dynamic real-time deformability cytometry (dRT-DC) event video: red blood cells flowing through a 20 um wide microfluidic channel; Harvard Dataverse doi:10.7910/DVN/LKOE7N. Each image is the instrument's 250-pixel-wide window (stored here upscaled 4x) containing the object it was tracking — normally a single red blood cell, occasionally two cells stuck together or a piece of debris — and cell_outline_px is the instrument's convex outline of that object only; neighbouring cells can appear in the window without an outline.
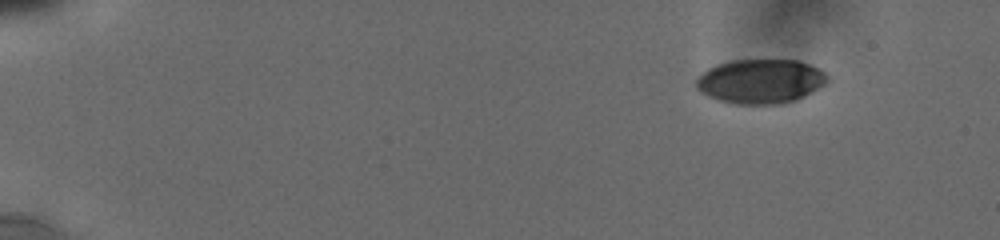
{"species": "human", "species_latin": "Homo sapiens", "temperature_condition": "cold", "stored_images_in_passage": 10, "camera_frame_rate_fps": 3000, "um_per_image_px": 0.085, "donor": {"sex": "male"}, "frame": {"image": 1, "passage_image": 1, "time_ms": 0.0, "image_size_px": [1000, 240], "cell_outline_px": [[828, 80], [824, 84], [804, 96], [796, 100], [784, 104], [736, 104], [720, 100], [708, 96], [700, 92], [696, 88], [696, 76], [708, 68], [716, 64], [732, 60], [800, 60], [824, 72], [828, 76]], "centroid_in_image_um": [64.6, 6.91], "position_along_channel_um": 20.4, "area_um2": 33.99}}
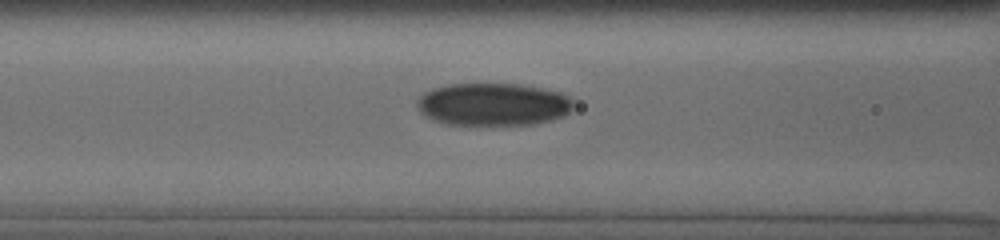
{"frame": {"image": 2, "passage_image": 8, "time_ms": 6.333, "image_size_px": [1000, 240], "cell_outline_px": [[572, 108], [564, 116], [532, 124], [448, 124], [432, 120], [420, 112], [416, 104], [416, 100], [424, 92], [432, 88], [448, 84], [520, 84], [560, 92], [568, 96], [572, 100]], "centroid_in_image_um": [41.87, 8.86], "position_along_channel_um": 124.7, "area_um2": 38.67}}
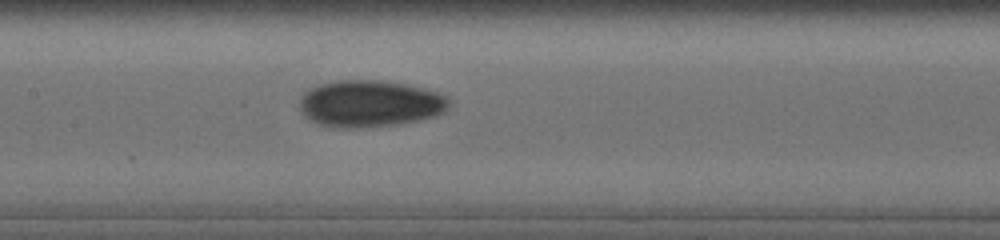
{"frame": {"image": 3, "passage_image": 10, "time_ms": 7.667, "image_size_px": [1000, 240], "cell_outline_px": [[452, 100], [448, 108], [444, 112], [432, 116], [416, 120], [396, 124], [352, 128], [336, 128], [316, 124], [304, 116], [300, 108], [300, 96], [308, 88], [320, 84], [340, 80], [376, 80], [404, 84], [424, 88], [436, 92]], "centroid_in_image_um": [31.39, 8.81], "position_along_channel_um": 176.0, "area_um2": 40.69}}